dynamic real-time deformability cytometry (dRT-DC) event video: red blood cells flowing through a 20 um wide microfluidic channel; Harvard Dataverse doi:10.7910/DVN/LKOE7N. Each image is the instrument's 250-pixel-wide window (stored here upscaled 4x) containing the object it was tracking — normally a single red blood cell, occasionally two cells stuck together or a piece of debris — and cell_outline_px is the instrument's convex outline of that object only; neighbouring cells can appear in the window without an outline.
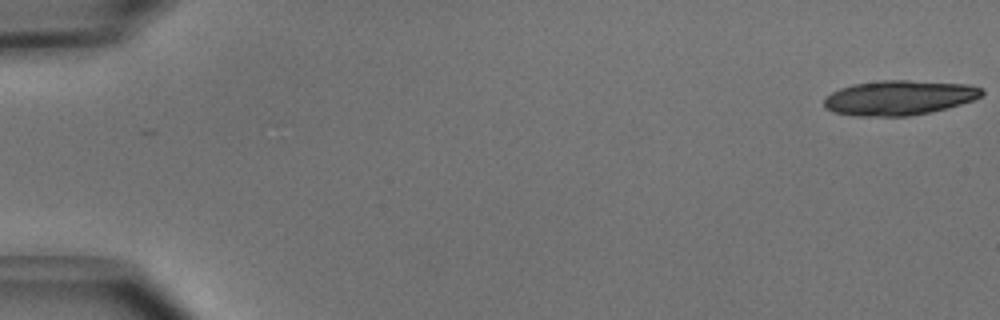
{"species": "common noctule bat (a hibernating species)", "species_latin": "Nyctalus noctula", "temperature_condition": "cold", "stored_images_in_passage": 18, "camera_frame_rate_fps": 3000, "um_per_image_px": 0.085, "animal": {"sex": "male", "body_mass_g": 15.6}, "frame": {"image": 1, "passage_image": 1, "time_ms": 0.0, "image_size_px": [1000, 320], "cell_outline_px": [[984, 92], [980, 96], [972, 100], [960, 104], [932, 112], [908, 116], [856, 116], [832, 112], [824, 108], [824, 96], [840, 88], [852, 84], [880, 80], [908, 80], [968, 84], [984, 88]], "centroid_in_image_um": [76.39, 8.3], "position_along_channel_um": 8.6, "area_um2": 32.19}}